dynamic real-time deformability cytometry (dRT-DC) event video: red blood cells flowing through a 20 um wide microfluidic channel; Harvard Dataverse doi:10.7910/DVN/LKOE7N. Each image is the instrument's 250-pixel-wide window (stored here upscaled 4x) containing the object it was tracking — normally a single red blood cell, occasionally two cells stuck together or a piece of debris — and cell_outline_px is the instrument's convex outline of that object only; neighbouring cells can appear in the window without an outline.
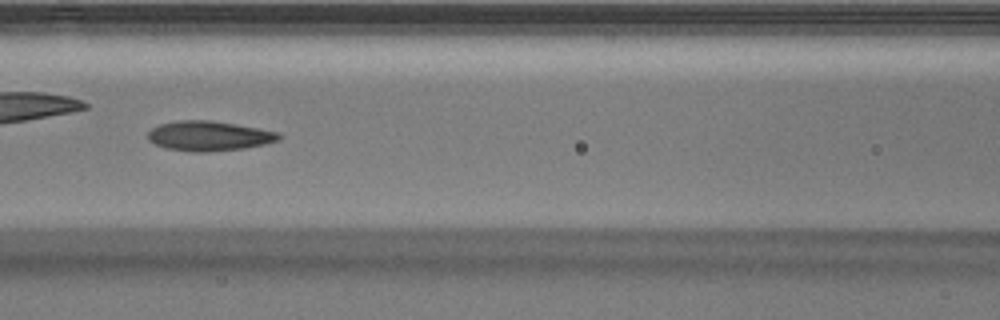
{"species": "Egyptian fruit bat (a non-hibernating species)", "species_latin": "Rousettus aegyptiacus", "temperature_condition": "warm", "stored_images_in_passage": 49, "camera_frame_rate_fps": 3000, "um_per_image_px": 0.085, "animal": {"sex": "male"}, "frame": {"image": 1, "passage_image": 22, "time_ms": 7.0, "image_size_px": [1000, 320], "cell_outline_px": [[284, 136], [280, 140], [264, 144], [244, 148], [204, 152], [192, 152], [164, 148], [148, 140], [148, 132], [152, 128], [160, 124], [176, 120], [208, 120], [236, 124], [260, 128], [280, 132]], "centroid_in_image_um": [17.79, 11.55], "position_along_channel_um": 148.8, "area_um2": 22.95}, "authors_computed_cell_mechanics": {"area_um2": 22.831, "velocity_mm_per_s": 3.9352, "shape_relaxation_time_tau1_ms": 5.0077, "shape_relaxation_time_tau2_ms": 2.549, "deformation_change_tau1": 0.1402, "deformation_change_tau2": 0.1052}}